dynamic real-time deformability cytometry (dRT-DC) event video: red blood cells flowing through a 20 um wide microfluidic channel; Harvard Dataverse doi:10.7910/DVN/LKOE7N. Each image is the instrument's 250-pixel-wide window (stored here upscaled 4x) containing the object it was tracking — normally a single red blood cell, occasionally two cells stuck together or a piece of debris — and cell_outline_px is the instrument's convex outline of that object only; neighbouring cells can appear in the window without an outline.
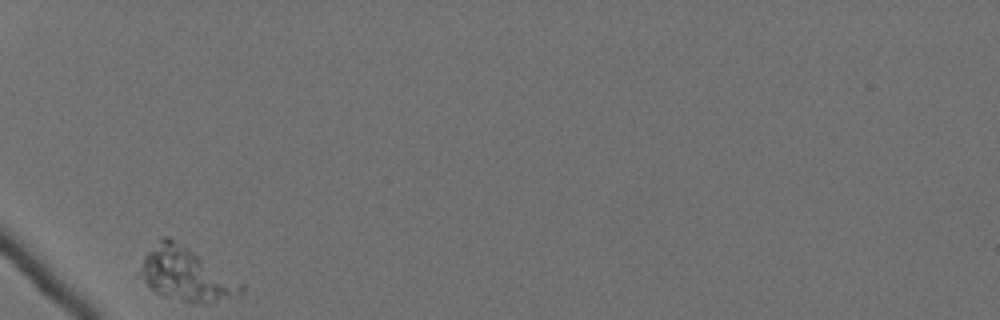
{"species": "Egyptian fruit bat (a non-hibernating species)", "species_latin": "Rousettus aegyptiacus", "temperature_condition": "cold", "stored_images_in_passage": 28, "camera_frame_rate_fps": 3000, "um_per_image_px": 0.085, "animal": {"sex": "female"}, "frame": {"image": 1, "passage_image": 1, "time_ms": 0.0, "image_size_px": [1000, 320], "cell_outline_px": [[244, 288], [240, 292], [212, 304], [200, 304], [164, 296], [156, 292], [136, 276], [144, 256], [164, 236], [168, 236], [188, 248], [244, 284]], "centroid_in_image_um": [15.77, 23.34], "position_along_channel_um": 69.2, "area_um2": 30.75}}
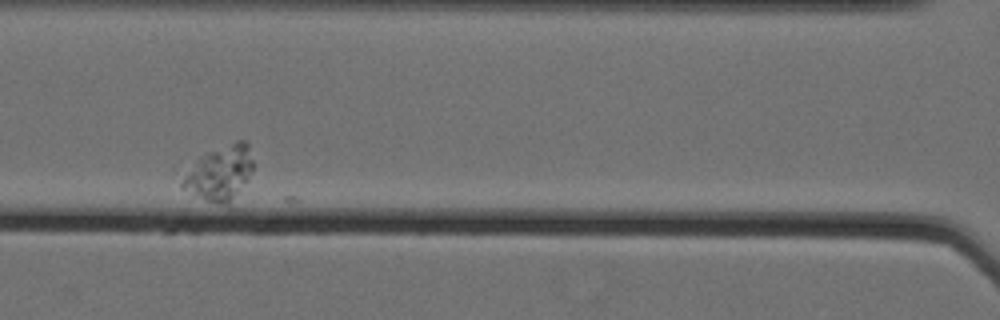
{"frame": {"image": 2, "passage_image": 12, "time_ms": 3.667, "image_size_px": [1000, 320], "cell_outline_px": [[256, 164], [252, 172], [228, 204], [220, 204], [204, 200], [180, 188], [180, 184], [184, 176], [196, 160], [200, 156], [208, 152], [236, 140], [244, 140], [248, 144]], "centroid_in_image_um": [18.7, 14.69], "position_along_channel_um": 147.9, "area_um2": 22.37}}
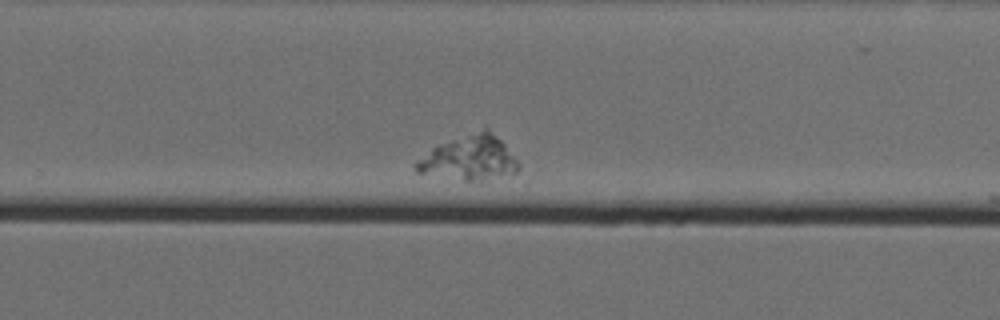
{"frame": {"image": 3, "passage_image": 27, "time_ms": 8.667, "image_size_px": [1000, 320], "cell_outline_px": [[520, 168], [512, 176], [480, 184], [472, 184], [416, 172], [412, 168], [412, 164], [432, 148], [440, 144], [484, 128], [488, 128], [504, 144], [520, 164]], "centroid_in_image_um": [39.92, 13.54], "position_along_channel_um": 289.9, "area_um2": 27.69}}